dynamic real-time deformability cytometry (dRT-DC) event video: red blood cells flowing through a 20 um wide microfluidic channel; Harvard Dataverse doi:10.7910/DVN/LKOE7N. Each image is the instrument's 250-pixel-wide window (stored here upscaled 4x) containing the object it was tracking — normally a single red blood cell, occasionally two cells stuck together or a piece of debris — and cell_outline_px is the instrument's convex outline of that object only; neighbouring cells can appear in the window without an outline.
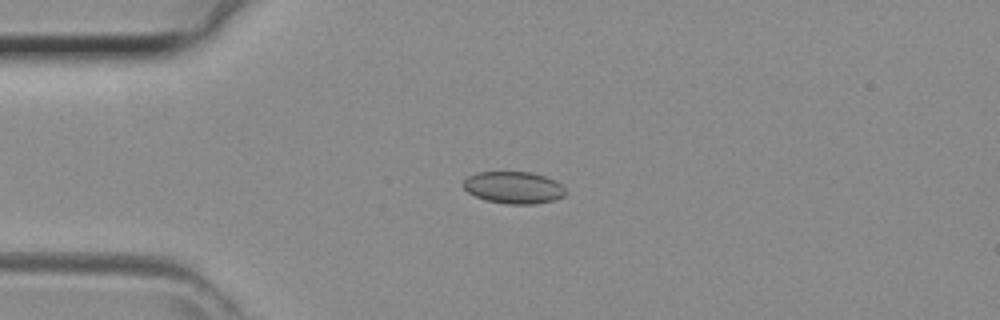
{"species": "common noctule bat (a hibernating species)", "species_latin": "Nyctalus noctula", "temperature_condition": "room temperature", "stored_images_in_passage": 36, "camera_frame_rate_fps": 3000, "um_per_image_px": 0.085, "animal": {"sex": "female", "body_mass_g": 29.2, "forearm_length_mm": 56.3}, "frame": {"image": 1, "passage_image": 8, "time_ms": 2.333, "image_size_px": [1000, 320], "cell_outline_px": [[568, 192], [564, 196], [552, 200], [536, 204], [508, 204], [484, 200], [468, 192], [464, 188], [464, 180], [468, 176], [476, 172], [532, 172], [556, 180]], "centroid_in_image_um": [43.67, 15.94], "position_along_channel_um": 41.3, "area_um2": 19.13}}
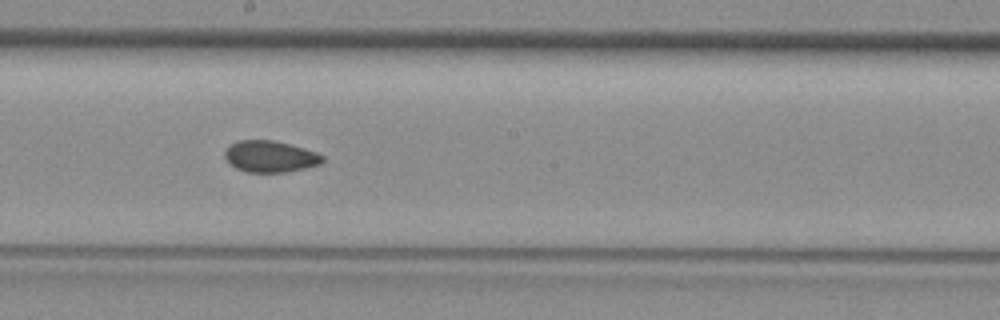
{"frame": {"image": 2, "passage_image": 21, "time_ms": 6.667, "image_size_px": [1000, 320], "cell_outline_px": [[324, 160], [320, 164], [288, 172], [248, 172], [236, 168], [224, 156], [224, 152], [232, 144], [240, 140], [272, 140], [304, 148], [316, 152], [324, 156]], "centroid_in_image_um": [22.99, 13.3], "position_along_channel_um": 225.2, "area_um2": 17.69}}
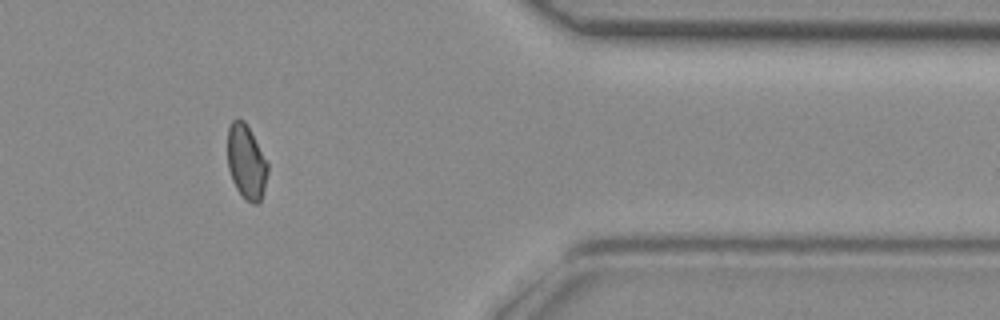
{"frame": {"image": 3, "passage_image": 33, "time_ms": 10.667, "image_size_px": [1000, 320], "cell_outline_px": [[268, 172], [264, 188], [260, 200], [256, 204], [252, 204], [244, 200], [236, 188], [232, 180], [228, 168], [228, 128], [232, 120], [244, 120], [268, 164]], "centroid_in_image_um": [20.92, 13.81], "position_along_channel_um": 390.5, "area_um2": 17.17}}